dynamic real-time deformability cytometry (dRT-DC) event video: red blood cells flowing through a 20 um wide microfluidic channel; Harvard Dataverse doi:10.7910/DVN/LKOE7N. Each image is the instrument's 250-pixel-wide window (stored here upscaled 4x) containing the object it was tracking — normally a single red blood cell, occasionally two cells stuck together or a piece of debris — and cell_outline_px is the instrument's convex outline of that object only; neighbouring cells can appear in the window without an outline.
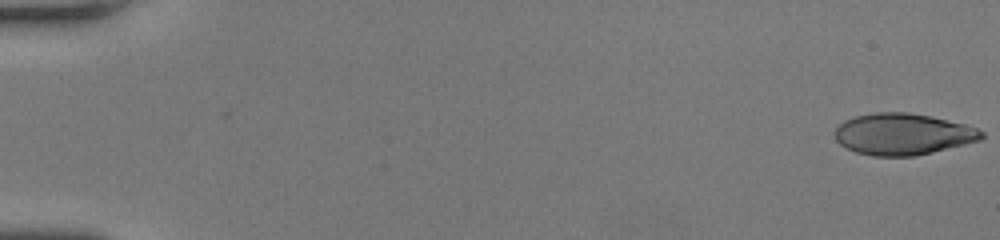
{"species": "human", "species_latin": "Homo sapiens", "temperature_condition": "room temperature", "stored_images_in_passage": 50, "camera_frame_rate_fps": 3000, "um_per_image_px": 0.085, "donor": {"sex": "female"}, "frame": {"image": 1, "passage_image": 1, "time_ms": 0.0, "image_size_px": [1000, 240], "cell_outline_px": [[984, 136], [980, 140], [932, 152], [912, 156], [872, 156], [856, 152], [840, 144], [836, 140], [836, 128], [844, 120], [856, 116], [876, 112], [908, 112], [932, 116], [964, 124], [976, 128], [984, 132]], "centroid_in_image_um": [76.74, 11.39], "position_along_channel_um": 8.3, "area_um2": 35.26}}
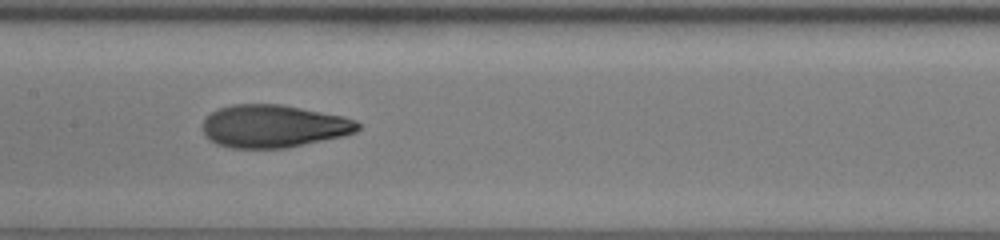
{"frame": {"image": 2, "passage_image": 27, "time_ms": 8.667, "image_size_px": [1000, 240], "cell_outline_px": [[360, 128], [356, 132], [344, 136], [284, 148], [232, 148], [216, 144], [208, 140], [204, 136], [204, 120], [212, 112], [220, 108], [232, 104], [280, 104], [344, 116], [356, 120], [360, 124]], "centroid_in_image_um": [23.26, 10.73], "position_along_channel_um": 184.1, "area_um2": 38.67}}
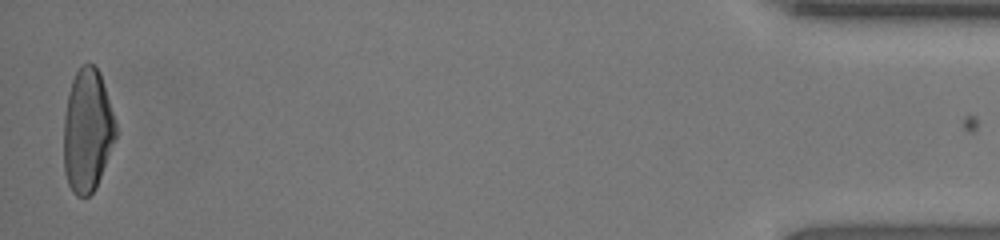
{"frame": {"image": 3, "passage_image": 50, "time_ms": 16.333, "image_size_px": [1000, 240], "cell_outline_px": [[116, 136], [96, 188], [88, 196], [76, 196], [72, 192], [68, 184], [64, 172], [64, 112], [68, 92], [72, 80], [80, 64], [88, 60], [100, 72], [116, 120]], "centroid_in_image_um": [7.42, 11.06], "position_along_channel_um": 427.8, "area_um2": 37.69}, "authors_computed_cell_mechanics": {"area_um2": 37.7723, "velocity_mm_per_s": 4.3025, "shape_relaxation_time_tau1_ms": 7.2298, "shape_relaxation_time_tau2_ms": 1.0086, "deformation_change_tau1": 0.2797, "deformation_change_tau2": 0.075}}